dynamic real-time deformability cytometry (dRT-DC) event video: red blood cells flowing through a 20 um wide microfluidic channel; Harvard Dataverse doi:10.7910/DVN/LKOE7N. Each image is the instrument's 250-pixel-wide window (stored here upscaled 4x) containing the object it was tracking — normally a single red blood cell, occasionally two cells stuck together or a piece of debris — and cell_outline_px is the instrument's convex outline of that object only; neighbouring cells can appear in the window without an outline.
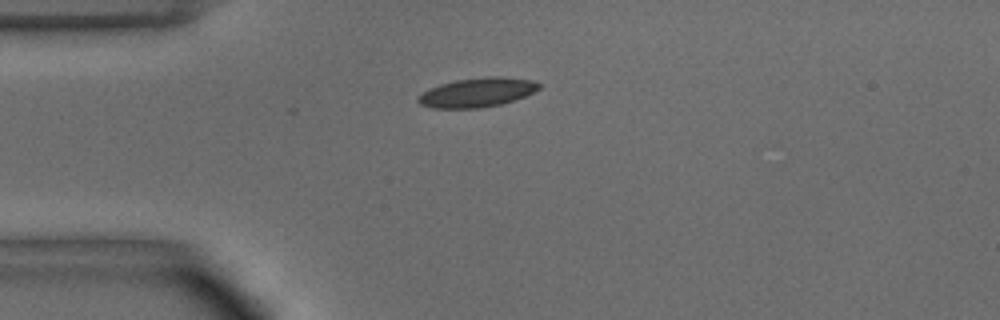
{"species": "common noctule bat (a hibernating species)", "species_latin": "Nyctalus noctula", "temperature_condition": "warm", "stored_images_in_passage": 38, "camera_frame_rate_fps": 3000, "um_per_image_px": 0.085, "animal": {"sex": "male", "body_mass_g": 15.6}, "frame": {"image": 1, "passage_image": 1, "time_ms": 0.0, "image_size_px": [1000, 320], "cell_outline_px": [[544, 84], [540, 88], [516, 100], [500, 104], [480, 108], [432, 108], [420, 104], [416, 100], [428, 88], [440, 84], [456, 80], [488, 76], [504, 76], [532, 80]], "centroid_in_image_um": [40.59, 7.85], "position_along_channel_um": 44.4, "area_um2": 20.69}}
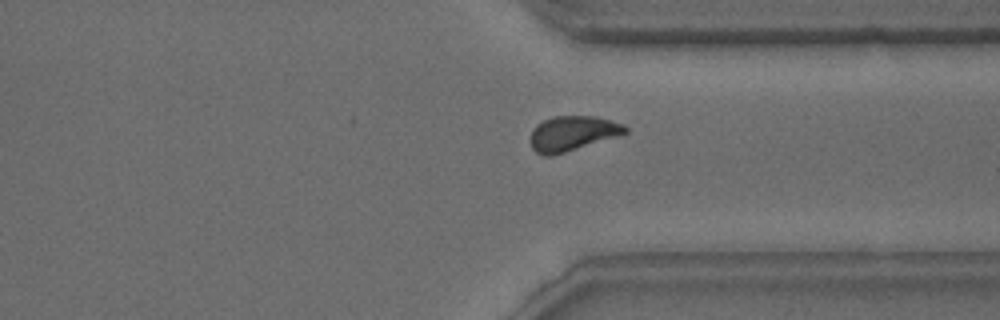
{"frame": {"image": 2, "passage_image": 26, "time_ms": 8.333, "image_size_px": [1000, 320], "cell_outline_px": [[628, 132], [616, 136], [552, 156], [544, 156], [536, 152], [532, 148], [528, 140], [532, 128], [536, 124], [552, 116], [596, 116], [612, 120], [624, 124], [628, 128]], "centroid_in_image_um": [48.61, 11.33], "position_along_channel_um": 362.8, "area_um2": 19.42}}
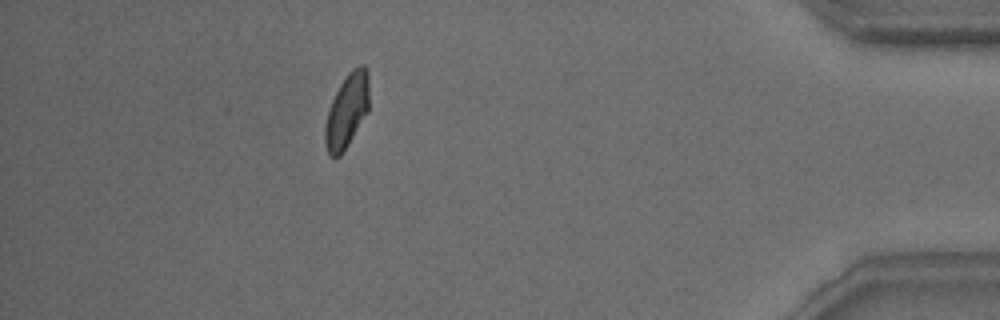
{"frame": {"image": 3, "passage_image": 33, "time_ms": 10.667, "image_size_px": [1000, 320], "cell_outline_px": [[368, 112], [348, 144], [340, 156], [332, 156], [328, 152], [324, 140], [324, 128], [328, 112], [332, 100], [340, 84], [348, 72], [352, 68], [360, 64], [364, 64], [368, 68]], "centroid_in_image_um": [29.5, 9.37], "position_along_channel_um": 405.7, "area_um2": 18.9}, "authors_computed_cell_mechanics": {"area_um2": 19.4786, "velocity_mm_per_s": 4.0106, "shape_relaxation_time_tau1_ms": 4.5566, "shape_relaxation_time_tau2_ms": 2.1503, "deformation_change_tau1": 0.1238, "deformation_change_tau2": 0.0698}}